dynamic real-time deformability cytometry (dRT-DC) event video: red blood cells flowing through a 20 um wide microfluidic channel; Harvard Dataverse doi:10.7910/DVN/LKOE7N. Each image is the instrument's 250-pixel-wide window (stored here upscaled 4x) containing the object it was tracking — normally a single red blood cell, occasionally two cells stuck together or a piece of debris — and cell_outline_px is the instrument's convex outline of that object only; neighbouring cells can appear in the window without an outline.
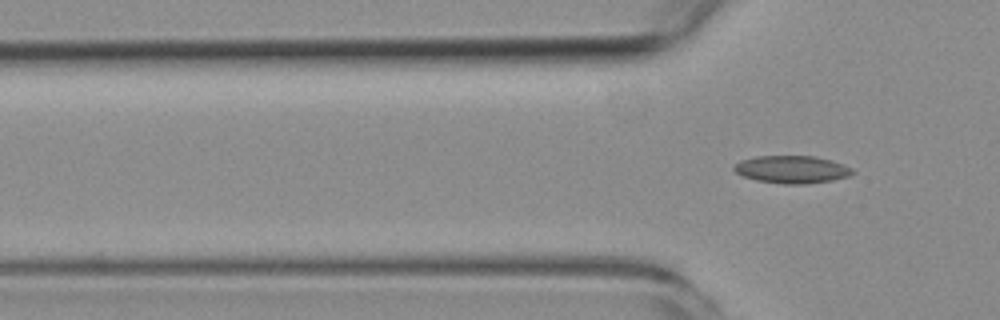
{"species": "common noctule bat (a hibernating species)", "species_latin": "Nyctalus noctula", "temperature_condition": "room temperature", "stored_images_in_passage": 5, "camera_frame_rate_fps": 3000, "um_per_image_px": 0.085, "animal": {"sex": "female", "body_mass_g": 19.3, "forearm_length_mm": 54.1}, "frame": {"image": 1, "passage_image": 5, "time_ms": 4.333, "image_size_px": [1000, 320], "cell_outline_px": [[856, 172], [848, 176], [832, 180], [804, 184], [784, 184], [756, 180], [744, 176], [736, 172], [732, 168], [732, 164], [740, 160], [756, 156], [816, 156], [832, 160], [844, 164], [852, 168]], "centroid_in_image_um": [67.3, 14.39], "position_along_channel_um": 58.5, "area_um2": 19.19}}